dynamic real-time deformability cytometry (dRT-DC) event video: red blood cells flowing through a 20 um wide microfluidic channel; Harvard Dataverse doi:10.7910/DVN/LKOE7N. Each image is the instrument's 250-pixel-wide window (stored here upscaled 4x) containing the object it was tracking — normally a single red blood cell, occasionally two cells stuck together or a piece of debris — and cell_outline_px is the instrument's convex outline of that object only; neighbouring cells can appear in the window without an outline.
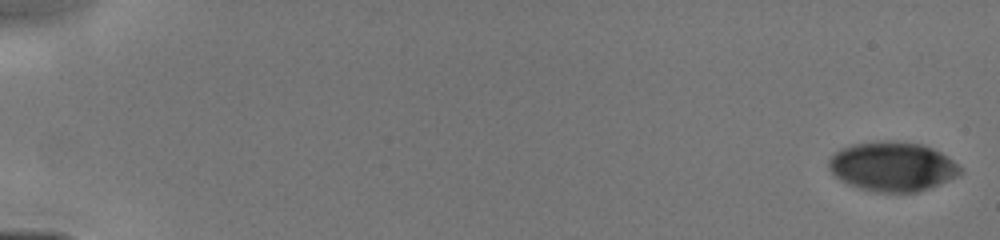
{"species": "human", "species_latin": "Homo sapiens", "temperature_condition": "cold", "stored_images_in_passage": 29, "camera_frame_rate_fps": 3000, "um_per_image_px": 0.085, "donor": {"sex": "male"}, "frame": {"image": 1, "passage_image": 1, "time_ms": 0.0, "image_size_px": [1000, 240], "cell_outline_px": [[964, 172], [960, 176], [928, 188], [916, 192], [876, 192], [860, 188], [848, 184], [840, 180], [828, 168], [828, 160], [840, 148], [852, 144], [876, 140], [892, 140], [924, 144], [948, 156], [964, 168]], "centroid_in_image_um": [75.89, 14.13], "position_along_channel_um": 9.1, "area_um2": 38.38}}
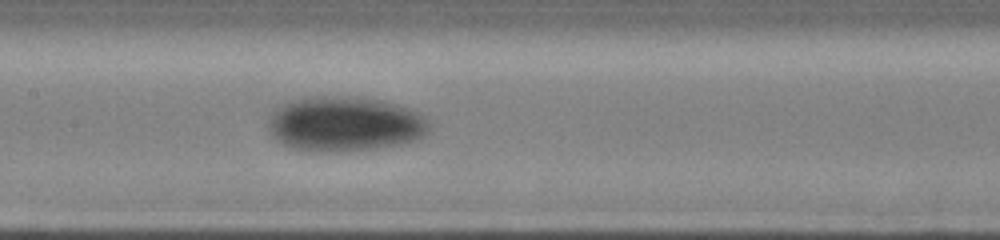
{"frame": {"image": 2, "passage_image": 18, "time_ms": 8.0, "image_size_px": [1000, 240], "cell_outline_px": [[432, 124], [428, 132], [420, 140], [400, 144], [376, 148], [328, 152], [320, 152], [292, 148], [276, 140], [268, 128], [272, 112], [284, 104], [292, 100], [308, 96], [356, 96], [380, 100], [396, 104], [408, 108], [424, 116]], "centroid_in_image_um": [29.35, 10.53], "position_along_channel_um": 178.0, "area_um2": 51.73}}
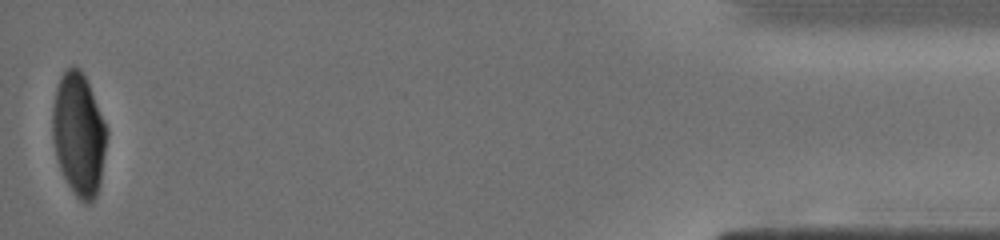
{"frame": {"image": 3, "passage_image": 29, "time_ms": 15.333, "image_size_px": [1000, 240], "cell_outline_px": [[108, 136], [100, 180], [96, 196], [88, 204], [84, 204], [76, 196], [68, 184], [60, 168], [56, 156], [52, 136], [52, 108], [56, 88], [60, 76], [72, 64], [80, 68], [88, 84], [108, 128]], "centroid_in_image_um": [6.69, 11.41], "position_along_channel_um": 428.5, "area_um2": 38.84}}